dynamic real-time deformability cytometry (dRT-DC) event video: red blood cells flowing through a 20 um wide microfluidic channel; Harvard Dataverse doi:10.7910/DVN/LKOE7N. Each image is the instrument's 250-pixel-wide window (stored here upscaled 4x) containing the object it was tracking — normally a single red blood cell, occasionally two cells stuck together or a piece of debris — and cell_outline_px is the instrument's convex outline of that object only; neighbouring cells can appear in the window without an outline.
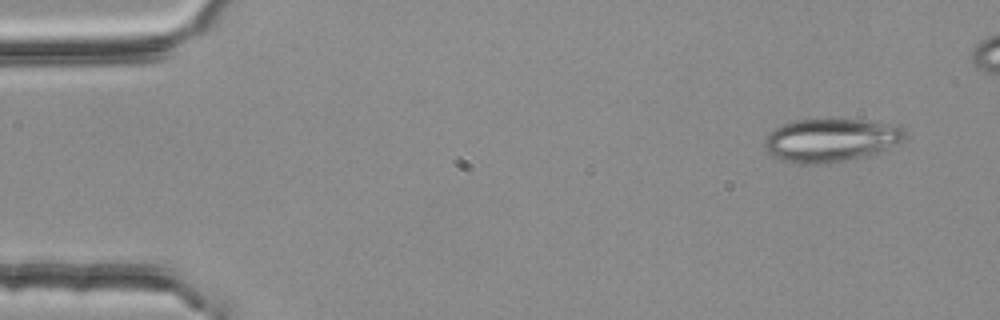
{"species": "common noctule bat (a hibernating species)", "species_latin": "Nyctalus noctula", "temperature_condition": "room temperature", "stored_images_in_passage": 5, "camera_frame_rate_fps": 3000, "um_per_image_px": 0.085, "animal": {"sex": "female", "body_mass_g": 25.1}, "frame": {"image": 1, "passage_image": 1, "time_ms": 0.0, "image_size_px": [1000, 320], "cell_outline_px": [[904, 140], [896, 144], [868, 156], [844, 160], [816, 164], [800, 164], [784, 160], [772, 156], [768, 152], [764, 144], [764, 140], [768, 132], [784, 124], [796, 120], [824, 116], [900, 124], [904, 128]], "centroid_in_image_um": [70.62, 11.86], "position_along_channel_um": 14.4, "area_um2": 36.13}}